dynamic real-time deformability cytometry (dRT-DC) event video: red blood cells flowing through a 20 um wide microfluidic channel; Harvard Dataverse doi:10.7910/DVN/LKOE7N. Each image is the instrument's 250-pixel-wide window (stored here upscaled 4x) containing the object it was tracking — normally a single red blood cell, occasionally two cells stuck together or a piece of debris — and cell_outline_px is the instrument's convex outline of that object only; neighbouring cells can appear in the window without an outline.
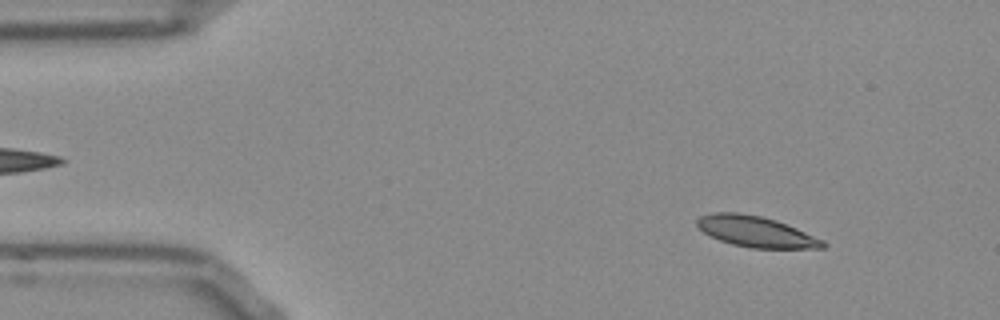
{"species": "Egyptian fruit bat (a non-hibernating species)", "species_latin": "Rousettus aegyptiacus", "temperature_condition": "room temperature", "stored_images_in_passage": 51, "camera_frame_rate_fps": 3000, "um_per_image_px": 0.085, "frame": {"image": 1, "passage_image": 5, "time_ms": 1.333, "image_size_px": [1000, 320], "cell_outline_px": [[828, 244], [824, 248], [752, 248], [732, 244], [708, 236], [696, 224], [696, 220], [700, 216], [712, 212], [740, 212], [760, 216], [776, 220], [796, 228], [824, 240]], "centroid_in_image_um": [64.24, 19.68], "position_along_channel_um": 20.8, "area_um2": 22.66}}
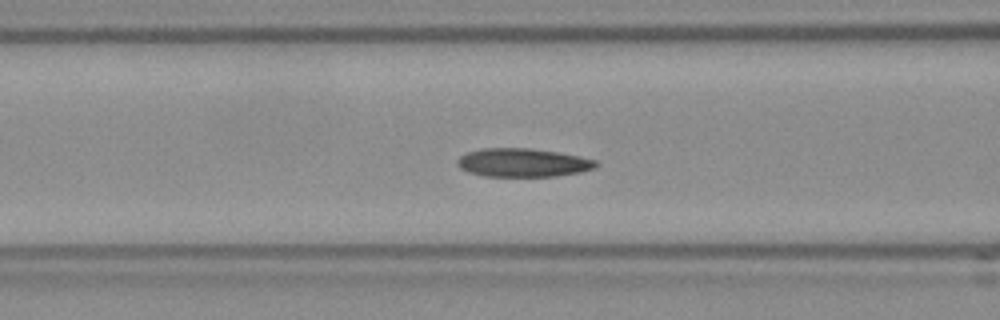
{"frame": {"image": 2, "passage_image": 19, "time_ms": 6.0, "image_size_px": [1000, 320], "cell_outline_px": [[600, 164], [596, 168], [580, 172], [556, 176], [484, 176], [468, 172], [460, 168], [456, 164], [456, 160], [460, 156], [468, 152], [484, 148], [528, 148], [556, 152], [580, 156], [596, 160]], "centroid_in_image_um": [44.45, 13.83], "position_along_channel_um": 122.1, "area_um2": 23.06}}
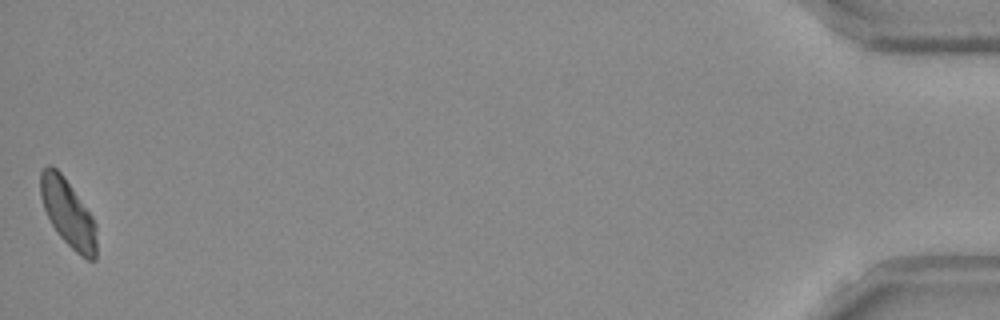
{"frame": {"image": 3, "passage_image": 51, "time_ms": 16.667, "image_size_px": [1000, 320], "cell_outline_px": [[96, 260], [88, 260], [80, 256], [56, 232], [44, 208], [40, 196], [40, 172], [48, 164], [52, 164], [64, 176], [92, 216], [96, 224]], "centroid_in_image_um": [5.78, 18.1], "position_along_channel_um": 429.4, "area_um2": 21.96}, "authors_computed_cell_mechanics": {"area_um2": 22.8888, "velocity_mm_per_s": 3.8281, "shape_relaxation_time_tau1_ms": 10.9408, "shape_relaxation_time_tau2_ms": 3.995, "deformation_change_tau1": 0.1869, "deformation_change_tau2": 0.0989}}